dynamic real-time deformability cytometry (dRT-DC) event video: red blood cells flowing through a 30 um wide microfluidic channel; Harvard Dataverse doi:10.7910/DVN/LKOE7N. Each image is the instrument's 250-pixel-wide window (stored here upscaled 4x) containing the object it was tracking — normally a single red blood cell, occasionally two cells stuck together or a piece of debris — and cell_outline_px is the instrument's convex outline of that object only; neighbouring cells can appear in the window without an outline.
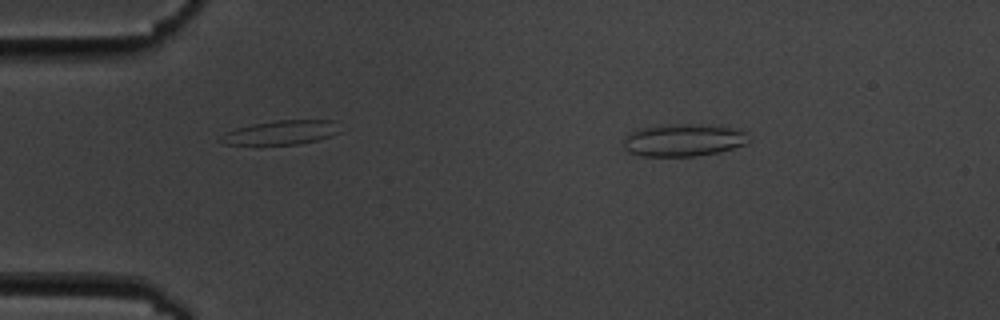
{"species": "common noctule bat (a hibernating species)", "species_latin": "Nyctalus noctula", "temperature_condition": "cold", "stored_images_in_passage": 3, "camera_frame_rate_fps": 3000, "um_per_image_px": 0.085, "animal": {"sex": "male", "body_mass_g": 19.5, "forearm_length_mm": 54.6}, "frame": {"image": 1, "passage_image": 1, "time_ms": 0.0, "image_size_px": [1000, 320], "cell_outline_px": [[748, 144], [716, 152], [696, 156], [640, 156], [628, 152], [624, 148], [624, 140], [628, 132], [636, 128], [676, 124], [704, 124], [732, 128], [744, 132], [748, 140]], "centroid_in_image_um": [58.03, 11.91], "position_along_channel_um": 27.0, "area_um2": 23.64}}